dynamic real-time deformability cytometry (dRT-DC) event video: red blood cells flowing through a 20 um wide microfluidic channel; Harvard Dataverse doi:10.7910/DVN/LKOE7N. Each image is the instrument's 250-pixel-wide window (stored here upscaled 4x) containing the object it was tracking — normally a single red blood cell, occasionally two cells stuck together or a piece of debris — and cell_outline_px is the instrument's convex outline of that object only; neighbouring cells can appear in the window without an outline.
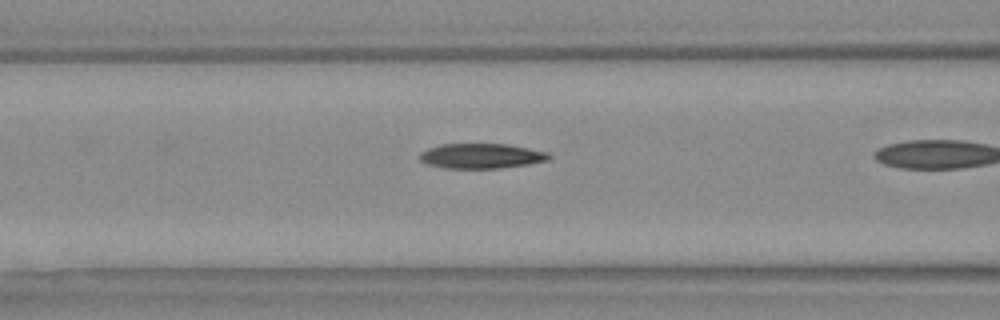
{"species": "Egyptian fruit bat (a non-hibernating species)", "species_latin": "Rousettus aegyptiacus", "temperature_condition": "warm", "stored_images_in_passage": 8, "camera_frame_rate_fps": 3000, "um_per_image_px": 0.085, "animal": {"sex": "female"}, "frame": {"image": 1, "passage_image": 3, "time_ms": 0.667, "image_size_px": [1000, 320], "cell_outline_px": [[552, 156], [548, 160], [528, 164], [500, 168], [444, 168], [428, 164], [420, 160], [420, 152], [428, 148], [444, 144], [508, 144], [548, 152]], "centroid_in_image_um": [40.92, 13.25], "position_along_channel_um": 125.7, "area_um2": 18.73}}